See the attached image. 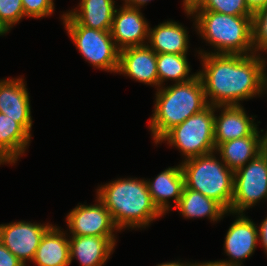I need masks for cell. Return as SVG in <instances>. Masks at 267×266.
<instances>
[{"label": "cell", "mask_w": 267, "mask_h": 266, "mask_svg": "<svg viewBox=\"0 0 267 266\" xmlns=\"http://www.w3.org/2000/svg\"><path fill=\"white\" fill-rule=\"evenodd\" d=\"M262 199H267V154L263 151L234 172L229 212L239 215Z\"/></svg>", "instance_id": "ba28073f"}, {"label": "cell", "mask_w": 267, "mask_h": 266, "mask_svg": "<svg viewBox=\"0 0 267 266\" xmlns=\"http://www.w3.org/2000/svg\"><path fill=\"white\" fill-rule=\"evenodd\" d=\"M192 11H213L233 16H252L245 0H202Z\"/></svg>", "instance_id": "d4e9b609"}, {"label": "cell", "mask_w": 267, "mask_h": 266, "mask_svg": "<svg viewBox=\"0 0 267 266\" xmlns=\"http://www.w3.org/2000/svg\"><path fill=\"white\" fill-rule=\"evenodd\" d=\"M24 79L0 80V112L16 119L30 134L32 127L29 93Z\"/></svg>", "instance_id": "5bb4252c"}, {"label": "cell", "mask_w": 267, "mask_h": 266, "mask_svg": "<svg viewBox=\"0 0 267 266\" xmlns=\"http://www.w3.org/2000/svg\"><path fill=\"white\" fill-rule=\"evenodd\" d=\"M185 218L208 217L211 221H218L227 212L218 202L204 196L202 193L184 186L182 196L175 206Z\"/></svg>", "instance_id": "603a6c76"}, {"label": "cell", "mask_w": 267, "mask_h": 266, "mask_svg": "<svg viewBox=\"0 0 267 266\" xmlns=\"http://www.w3.org/2000/svg\"><path fill=\"white\" fill-rule=\"evenodd\" d=\"M256 129L250 136L221 143L215 150L221 160L233 172L245 166L262 152V137Z\"/></svg>", "instance_id": "ac0fdd59"}, {"label": "cell", "mask_w": 267, "mask_h": 266, "mask_svg": "<svg viewBox=\"0 0 267 266\" xmlns=\"http://www.w3.org/2000/svg\"><path fill=\"white\" fill-rule=\"evenodd\" d=\"M125 4L128 7H133V8H141L140 6H144L147 2H149L150 0H124Z\"/></svg>", "instance_id": "d6a6232c"}, {"label": "cell", "mask_w": 267, "mask_h": 266, "mask_svg": "<svg viewBox=\"0 0 267 266\" xmlns=\"http://www.w3.org/2000/svg\"><path fill=\"white\" fill-rule=\"evenodd\" d=\"M252 45L255 54L258 50L267 52V5L253 12Z\"/></svg>", "instance_id": "484cf974"}, {"label": "cell", "mask_w": 267, "mask_h": 266, "mask_svg": "<svg viewBox=\"0 0 267 266\" xmlns=\"http://www.w3.org/2000/svg\"><path fill=\"white\" fill-rule=\"evenodd\" d=\"M217 106L208 105L202 111L168 130L157 143L167 142L180 149L185 160L207 155L216 150L214 117Z\"/></svg>", "instance_id": "8992f818"}, {"label": "cell", "mask_w": 267, "mask_h": 266, "mask_svg": "<svg viewBox=\"0 0 267 266\" xmlns=\"http://www.w3.org/2000/svg\"><path fill=\"white\" fill-rule=\"evenodd\" d=\"M243 214L240 213L230 226L224 241V250L230 260L222 262L233 266H241V260L251 256L258 243V227Z\"/></svg>", "instance_id": "7c38bea8"}, {"label": "cell", "mask_w": 267, "mask_h": 266, "mask_svg": "<svg viewBox=\"0 0 267 266\" xmlns=\"http://www.w3.org/2000/svg\"><path fill=\"white\" fill-rule=\"evenodd\" d=\"M97 190V198L109 210L120 231L125 227L144 228L164 215L154 204L144 179H118Z\"/></svg>", "instance_id": "7a4b0ae2"}, {"label": "cell", "mask_w": 267, "mask_h": 266, "mask_svg": "<svg viewBox=\"0 0 267 266\" xmlns=\"http://www.w3.org/2000/svg\"><path fill=\"white\" fill-rule=\"evenodd\" d=\"M220 116L214 117V140L217 148L229 140L250 136L256 129L255 119L247 116L241 105L217 106Z\"/></svg>", "instance_id": "9a60e30c"}, {"label": "cell", "mask_w": 267, "mask_h": 266, "mask_svg": "<svg viewBox=\"0 0 267 266\" xmlns=\"http://www.w3.org/2000/svg\"><path fill=\"white\" fill-rule=\"evenodd\" d=\"M61 19L68 35L90 64L105 71H118L120 50L111 37L110 31L82 26L69 13H63Z\"/></svg>", "instance_id": "52a82bcc"}, {"label": "cell", "mask_w": 267, "mask_h": 266, "mask_svg": "<svg viewBox=\"0 0 267 266\" xmlns=\"http://www.w3.org/2000/svg\"><path fill=\"white\" fill-rule=\"evenodd\" d=\"M149 193L157 208L165 214L169 211V198L177 205L184 189V175L181 165L169 167L152 181H147Z\"/></svg>", "instance_id": "e0dca14e"}, {"label": "cell", "mask_w": 267, "mask_h": 266, "mask_svg": "<svg viewBox=\"0 0 267 266\" xmlns=\"http://www.w3.org/2000/svg\"><path fill=\"white\" fill-rule=\"evenodd\" d=\"M214 152L184 160L181 163L184 184L218 202L227 212L233 199L234 172Z\"/></svg>", "instance_id": "5b68a950"}, {"label": "cell", "mask_w": 267, "mask_h": 266, "mask_svg": "<svg viewBox=\"0 0 267 266\" xmlns=\"http://www.w3.org/2000/svg\"><path fill=\"white\" fill-rule=\"evenodd\" d=\"M189 266H233V265H229V264H226V263H224V262H222V260H220V261H209V262H203V263H193V264H191L190 263V265Z\"/></svg>", "instance_id": "836d02e7"}, {"label": "cell", "mask_w": 267, "mask_h": 266, "mask_svg": "<svg viewBox=\"0 0 267 266\" xmlns=\"http://www.w3.org/2000/svg\"><path fill=\"white\" fill-rule=\"evenodd\" d=\"M245 2L252 12H255L267 5V0H245Z\"/></svg>", "instance_id": "4dcf8cb0"}, {"label": "cell", "mask_w": 267, "mask_h": 266, "mask_svg": "<svg viewBox=\"0 0 267 266\" xmlns=\"http://www.w3.org/2000/svg\"><path fill=\"white\" fill-rule=\"evenodd\" d=\"M187 30L178 22L166 21L155 28L149 29V46L156 54L172 53L187 54L188 34Z\"/></svg>", "instance_id": "44dd1931"}, {"label": "cell", "mask_w": 267, "mask_h": 266, "mask_svg": "<svg viewBox=\"0 0 267 266\" xmlns=\"http://www.w3.org/2000/svg\"><path fill=\"white\" fill-rule=\"evenodd\" d=\"M80 9L68 13L82 26L110 31L115 14L114 0H81Z\"/></svg>", "instance_id": "7402d4cb"}, {"label": "cell", "mask_w": 267, "mask_h": 266, "mask_svg": "<svg viewBox=\"0 0 267 266\" xmlns=\"http://www.w3.org/2000/svg\"><path fill=\"white\" fill-rule=\"evenodd\" d=\"M149 25L139 8L124 5L116 9L110 30L117 48L121 51L129 47L146 45ZM145 42V44H144Z\"/></svg>", "instance_id": "8fae6325"}, {"label": "cell", "mask_w": 267, "mask_h": 266, "mask_svg": "<svg viewBox=\"0 0 267 266\" xmlns=\"http://www.w3.org/2000/svg\"><path fill=\"white\" fill-rule=\"evenodd\" d=\"M52 225L19 221L0 225V242L26 266L33 261L42 236Z\"/></svg>", "instance_id": "30bf717a"}, {"label": "cell", "mask_w": 267, "mask_h": 266, "mask_svg": "<svg viewBox=\"0 0 267 266\" xmlns=\"http://www.w3.org/2000/svg\"><path fill=\"white\" fill-rule=\"evenodd\" d=\"M202 0H183V7L185 11H192L196 8Z\"/></svg>", "instance_id": "1f68e13d"}, {"label": "cell", "mask_w": 267, "mask_h": 266, "mask_svg": "<svg viewBox=\"0 0 267 266\" xmlns=\"http://www.w3.org/2000/svg\"><path fill=\"white\" fill-rule=\"evenodd\" d=\"M24 16L22 0H0V20L9 30Z\"/></svg>", "instance_id": "4316f807"}, {"label": "cell", "mask_w": 267, "mask_h": 266, "mask_svg": "<svg viewBox=\"0 0 267 266\" xmlns=\"http://www.w3.org/2000/svg\"><path fill=\"white\" fill-rule=\"evenodd\" d=\"M185 55L172 53L156 54L157 74L159 77V88L165 80H174L175 83H183L191 80L197 74L188 76L190 66Z\"/></svg>", "instance_id": "cb8c5ba5"}, {"label": "cell", "mask_w": 267, "mask_h": 266, "mask_svg": "<svg viewBox=\"0 0 267 266\" xmlns=\"http://www.w3.org/2000/svg\"><path fill=\"white\" fill-rule=\"evenodd\" d=\"M202 80L208 105H241L267 90L266 59L259 55H231L200 52ZM210 97V98H209ZM210 101H209V100Z\"/></svg>", "instance_id": "6da1fadb"}, {"label": "cell", "mask_w": 267, "mask_h": 266, "mask_svg": "<svg viewBox=\"0 0 267 266\" xmlns=\"http://www.w3.org/2000/svg\"><path fill=\"white\" fill-rule=\"evenodd\" d=\"M258 228V240L261 241L262 246L265 248V251L267 253V217L264 219V221L261 222V225Z\"/></svg>", "instance_id": "f546056e"}, {"label": "cell", "mask_w": 267, "mask_h": 266, "mask_svg": "<svg viewBox=\"0 0 267 266\" xmlns=\"http://www.w3.org/2000/svg\"><path fill=\"white\" fill-rule=\"evenodd\" d=\"M116 239L100 236H72L69 239L70 262L78 259L82 266H102L114 250Z\"/></svg>", "instance_id": "2e32d148"}, {"label": "cell", "mask_w": 267, "mask_h": 266, "mask_svg": "<svg viewBox=\"0 0 267 266\" xmlns=\"http://www.w3.org/2000/svg\"><path fill=\"white\" fill-rule=\"evenodd\" d=\"M155 100L150 130L156 144L172 127L183 123L208 106L203 83L198 74L189 81L157 88Z\"/></svg>", "instance_id": "3957f363"}, {"label": "cell", "mask_w": 267, "mask_h": 266, "mask_svg": "<svg viewBox=\"0 0 267 266\" xmlns=\"http://www.w3.org/2000/svg\"><path fill=\"white\" fill-rule=\"evenodd\" d=\"M30 140L31 134L16 119L0 112V165L15 163Z\"/></svg>", "instance_id": "d6986e66"}, {"label": "cell", "mask_w": 267, "mask_h": 266, "mask_svg": "<svg viewBox=\"0 0 267 266\" xmlns=\"http://www.w3.org/2000/svg\"><path fill=\"white\" fill-rule=\"evenodd\" d=\"M99 204L78 205L67 215L71 236H100L115 239L113 232L119 229L114 224L109 210L97 198Z\"/></svg>", "instance_id": "9c48e42d"}, {"label": "cell", "mask_w": 267, "mask_h": 266, "mask_svg": "<svg viewBox=\"0 0 267 266\" xmlns=\"http://www.w3.org/2000/svg\"><path fill=\"white\" fill-rule=\"evenodd\" d=\"M0 266H25L0 242Z\"/></svg>", "instance_id": "f1b7e54d"}, {"label": "cell", "mask_w": 267, "mask_h": 266, "mask_svg": "<svg viewBox=\"0 0 267 266\" xmlns=\"http://www.w3.org/2000/svg\"><path fill=\"white\" fill-rule=\"evenodd\" d=\"M194 16L195 28L201 37L217 48L214 54L250 55L252 45V16H233L213 11H185ZM250 52V53H249Z\"/></svg>", "instance_id": "277c9868"}, {"label": "cell", "mask_w": 267, "mask_h": 266, "mask_svg": "<svg viewBox=\"0 0 267 266\" xmlns=\"http://www.w3.org/2000/svg\"><path fill=\"white\" fill-rule=\"evenodd\" d=\"M9 29L0 20V36L6 34Z\"/></svg>", "instance_id": "8d00e7d4"}, {"label": "cell", "mask_w": 267, "mask_h": 266, "mask_svg": "<svg viewBox=\"0 0 267 266\" xmlns=\"http://www.w3.org/2000/svg\"><path fill=\"white\" fill-rule=\"evenodd\" d=\"M190 263L188 264L187 262L186 263H180L179 261L178 262H166V263H162V264H158L157 266H189Z\"/></svg>", "instance_id": "e575fe53"}, {"label": "cell", "mask_w": 267, "mask_h": 266, "mask_svg": "<svg viewBox=\"0 0 267 266\" xmlns=\"http://www.w3.org/2000/svg\"><path fill=\"white\" fill-rule=\"evenodd\" d=\"M25 17L43 18L54 11L53 0H22Z\"/></svg>", "instance_id": "83f0119b"}, {"label": "cell", "mask_w": 267, "mask_h": 266, "mask_svg": "<svg viewBox=\"0 0 267 266\" xmlns=\"http://www.w3.org/2000/svg\"><path fill=\"white\" fill-rule=\"evenodd\" d=\"M33 262L38 266L70 265V245L65 233L52 225L42 236Z\"/></svg>", "instance_id": "ffe728a7"}, {"label": "cell", "mask_w": 267, "mask_h": 266, "mask_svg": "<svg viewBox=\"0 0 267 266\" xmlns=\"http://www.w3.org/2000/svg\"><path fill=\"white\" fill-rule=\"evenodd\" d=\"M262 151L267 154V131L264 136L262 135Z\"/></svg>", "instance_id": "d590c367"}, {"label": "cell", "mask_w": 267, "mask_h": 266, "mask_svg": "<svg viewBox=\"0 0 267 266\" xmlns=\"http://www.w3.org/2000/svg\"><path fill=\"white\" fill-rule=\"evenodd\" d=\"M159 88L156 53L148 45L129 47L120 51L117 73Z\"/></svg>", "instance_id": "4fadbf2b"}]
</instances>
